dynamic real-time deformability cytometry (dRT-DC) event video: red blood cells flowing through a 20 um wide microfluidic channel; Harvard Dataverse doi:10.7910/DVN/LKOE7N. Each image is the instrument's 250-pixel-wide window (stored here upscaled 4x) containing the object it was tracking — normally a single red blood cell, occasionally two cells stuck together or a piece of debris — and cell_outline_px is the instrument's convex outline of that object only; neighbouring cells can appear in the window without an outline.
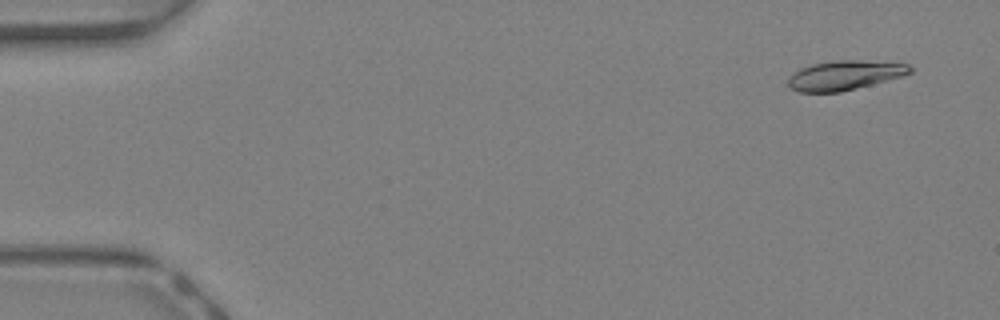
{"species": "Egyptian fruit bat (a non-hibernating species)", "species_latin": "Rousettus aegyptiacus", "temperature_condition": "warm", "stored_images_in_passage": 43, "camera_frame_rate_fps": 3000, "um_per_image_px": 0.085, "animal": {"sex": "female"}, "frame": {"image": 1, "passage_image": 2, "time_ms": 0.333, "image_size_px": [1000, 320], "cell_outline_px": [[912, 72], [900, 76], [872, 84], [840, 92], [800, 92], [792, 88], [788, 84], [788, 76], [800, 68], [812, 64], [836, 60], [860, 60], [908, 64], [912, 68]], "centroid_in_image_um": [71.76, 6.39], "position_along_channel_um": 13.2, "area_um2": 20.69}}
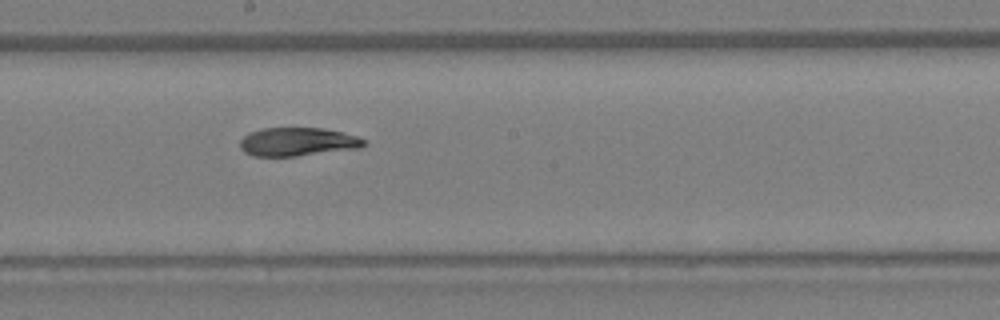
{"frame": {"image": 2, "passage_image": 24, "time_ms": 7.667, "image_size_px": [1000, 320], "cell_outline_px": [[364, 144], [360, 148], [296, 156], [252, 156], [244, 152], [240, 148], [240, 140], [244, 136], [252, 132], [264, 128], [324, 128], [356, 136], [364, 140]], "centroid_in_image_um": [25.26, 12.06], "position_along_channel_um": 222.9, "area_um2": 20.35}}
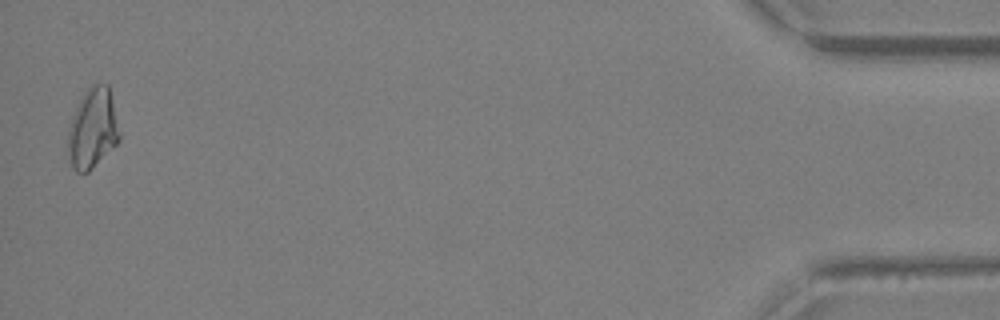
{"frame": {"image": 3, "passage_image": 43, "time_ms": 14.0, "image_size_px": [1000, 320], "cell_outline_px": [[120, 140], [88, 172], [76, 172], [72, 168], [68, 152], [68, 128], [72, 116], [84, 92], [92, 84], [108, 84], [120, 132]], "centroid_in_image_um": [7.87, 10.93], "position_along_channel_um": 427.3, "area_um2": 23.81}, "authors_computed_cell_mechanics": {"area_um2": 20.9814, "velocity_mm_per_s": 4.6452, "shape_relaxation_time_tau1_ms": 8.6387, "shape_relaxation_time_tau2_ms": 3.3279, "deformation_change_tau1": 0.2796, "deformation_change_tau2": 0.0871}}